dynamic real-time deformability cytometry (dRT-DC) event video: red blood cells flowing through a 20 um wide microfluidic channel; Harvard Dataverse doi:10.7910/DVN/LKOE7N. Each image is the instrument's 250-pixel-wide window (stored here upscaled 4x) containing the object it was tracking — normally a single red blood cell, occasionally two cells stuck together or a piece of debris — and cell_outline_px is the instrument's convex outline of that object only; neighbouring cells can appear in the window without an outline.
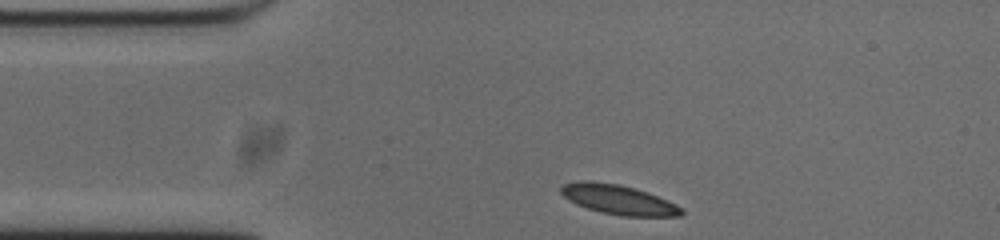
{"species": "common noctule bat (a hibernating species)", "species_latin": "Nyctalus noctula", "temperature_condition": "cold", "stored_images_in_passage": 35, "camera_frame_rate_fps": 3000, "um_per_image_px": 0.085, "animal": {"sex": "male", "body_mass_g": 20.0, "forearm_length_mm": 53.3}, "frame": {"image": 1, "passage_image": 1, "time_ms": 0.0, "image_size_px": [1000, 240], "cell_outline_px": [[684, 212], [680, 216], [620, 216], [600, 212], [576, 204], [568, 200], [560, 192], [560, 188], [564, 184], [580, 180], [588, 180], [620, 184], [636, 188], [648, 192], [676, 204], [684, 208]], "centroid_in_image_um": [52.57, 16.96], "position_along_channel_um": 32.4, "area_um2": 20.98}}
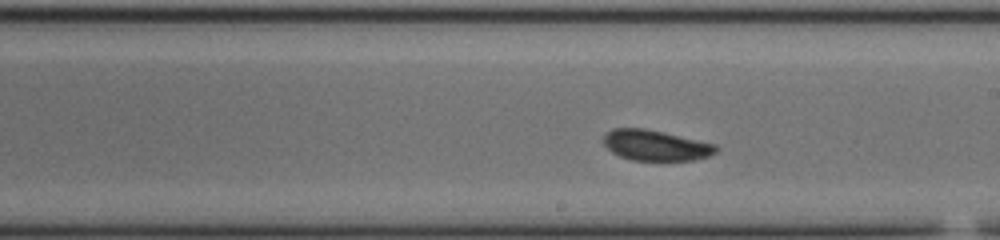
{"frame": {"image": 2, "passage_image": 20, "time_ms": 6.333, "image_size_px": [1000, 240], "cell_outline_px": [[720, 148], [716, 152], [708, 156], [696, 160], [632, 160], [620, 156], [612, 152], [604, 144], [604, 136], [612, 128], [644, 128], [716, 144]], "centroid_in_image_um": [55.75, 12.36], "position_along_channel_um": 233.3, "area_um2": 19.88}}
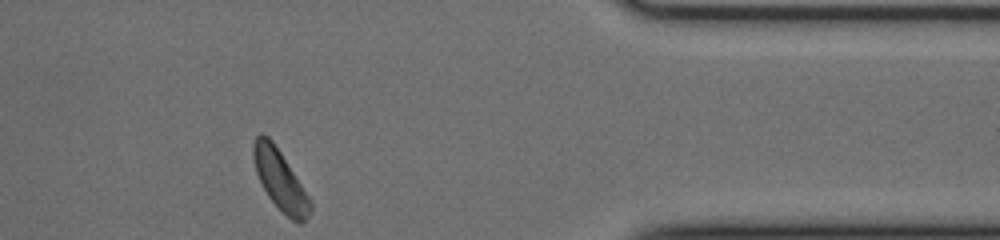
{"frame": {"image": 3, "passage_image": 35, "time_ms": 11.333, "image_size_px": [1000, 240], "cell_outline_px": [[312, 212], [300, 224], [296, 224], [268, 196], [256, 172], [252, 156], [252, 144], [256, 136], [260, 132], [264, 132], [272, 140], [312, 200]], "centroid_in_image_um": [23.81, 15.28], "position_along_channel_um": 387.6, "area_um2": 19.83}, "authors_computed_cell_mechanics": {"area_um2": 20.6346, "velocity_mm_per_s": 3.68, "shape_relaxation_time_tau1_ms": 2.3472, "shape_relaxation_time_tau2_ms": null, "deformation_change_tau1": 0.0681, "deformation_change_tau2": null}}